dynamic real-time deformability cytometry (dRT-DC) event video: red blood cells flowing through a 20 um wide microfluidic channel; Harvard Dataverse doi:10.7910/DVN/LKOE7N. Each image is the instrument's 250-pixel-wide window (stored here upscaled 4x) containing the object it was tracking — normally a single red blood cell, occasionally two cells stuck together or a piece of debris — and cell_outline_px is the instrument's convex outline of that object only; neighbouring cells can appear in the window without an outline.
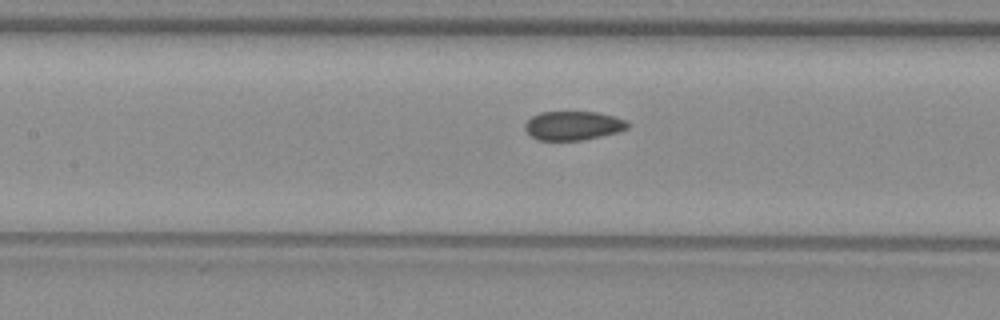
{"species": "common noctule bat (a hibernating species)", "species_latin": "Nyctalus noctula", "temperature_condition": "warm", "stored_images_in_passage": 9, "camera_frame_rate_fps": 3000, "um_per_image_px": 0.085, "animal": {"sex": "female", "body_mass_g": 29.2, "forearm_length_mm": 56.3}, "frame": {"image": 1, "passage_image": 7, "time_ms": 2.0, "image_size_px": [1000, 320], "cell_outline_px": [[628, 128], [616, 132], [584, 140], [536, 140], [524, 128], [524, 124], [532, 116], [540, 112], [596, 112], [612, 116], [624, 120], [628, 124]], "centroid_in_image_um": [48.67, 10.68], "position_along_channel_um": 158.7, "area_um2": 17.11}}